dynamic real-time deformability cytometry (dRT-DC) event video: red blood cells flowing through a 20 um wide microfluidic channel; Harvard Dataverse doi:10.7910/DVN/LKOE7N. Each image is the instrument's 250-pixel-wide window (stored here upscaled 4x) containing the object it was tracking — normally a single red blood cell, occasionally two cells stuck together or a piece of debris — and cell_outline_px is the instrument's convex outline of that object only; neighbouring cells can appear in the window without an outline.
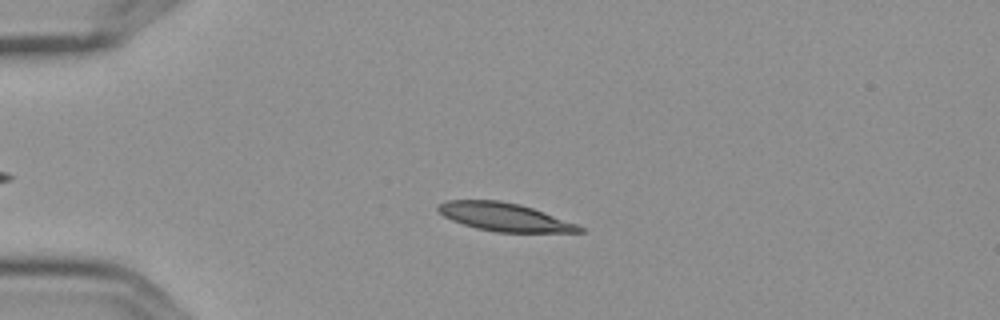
{"species": "Egyptian fruit bat (a non-hibernating species)", "species_latin": "Rousettus aegyptiacus", "temperature_condition": "cold", "stored_images_in_passage": 6, "camera_frame_rate_fps": 3000, "um_per_image_px": 0.085, "frame": {"image": 1, "passage_image": 4, "time_ms": 1.0, "image_size_px": [1000, 320], "cell_outline_px": [[584, 232], [496, 232], [476, 228], [452, 220], [444, 216], [436, 208], [440, 204], [448, 200], [500, 200], [520, 204], [544, 212], [576, 224], [584, 228]], "centroid_in_image_um": [42.87, 18.44], "position_along_channel_um": 42.1, "area_um2": 22.95}}
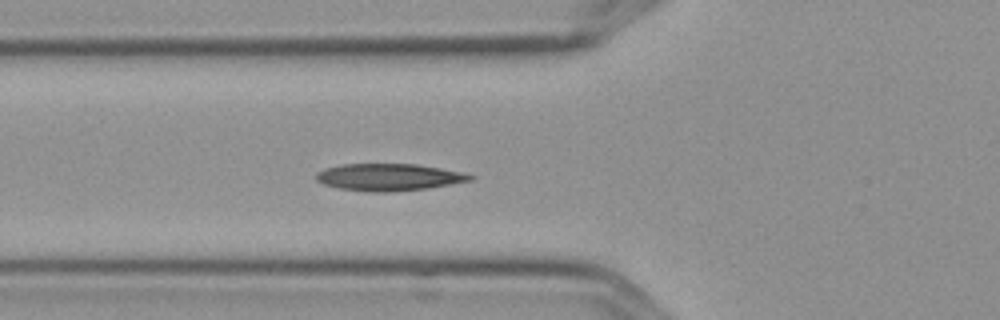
{"frame": {"image": 2, "passage_image": 6, "time_ms": 1.667, "image_size_px": [1000, 320], "cell_outline_px": [[476, 176], [472, 180], [428, 188], [392, 192], [368, 192], [340, 188], [324, 184], [316, 180], [316, 172], [324, 168], [340, 164], [416, 164], [464, 172]], "centroid_in_image_um": [33.05, 15.05], "position_along_channel_um": 92.8, "area_um2": 24.39}}